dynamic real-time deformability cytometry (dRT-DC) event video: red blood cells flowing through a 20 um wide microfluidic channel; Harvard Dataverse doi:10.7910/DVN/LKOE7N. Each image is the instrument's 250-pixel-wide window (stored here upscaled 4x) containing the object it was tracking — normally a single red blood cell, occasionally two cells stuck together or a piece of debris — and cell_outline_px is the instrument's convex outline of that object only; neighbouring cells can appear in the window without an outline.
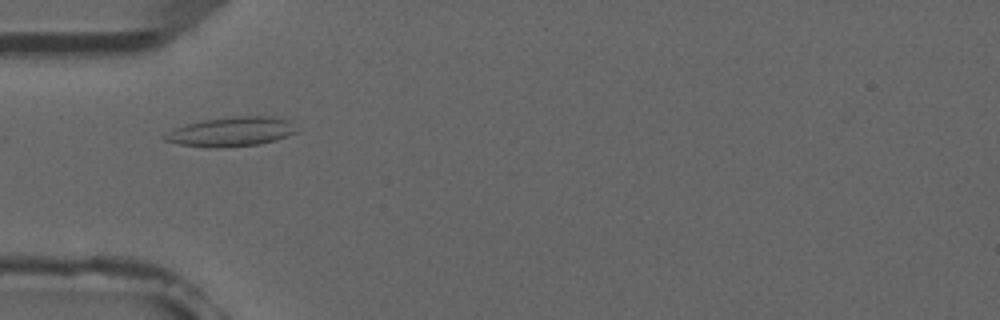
{"species": "common noctule bat (a hibernating species)", "species_latin": "Nyctalus noctula", "temperature_condition": "room temperature", "stored_images_in_passage": 37, "camera_frame_rate_fps": 3000, "um_per_image_px": 0.085, "animal": {"sex": "male", "forearm_length_mm": 52.5}, "frame": {"image": 1, "passage_image": 2, "time_ms": 0.333, "image_size_px": [1000, 320], "cell_outline_px": [[300, 132], [276, 140], [260, 144], [224, 148], [212, 148], [180, 144], [164, 140], [160, 136], [176, 128], [200, 120], [232, 116], [272, 116], [288, 120]], "centroid_in_image_um": [19.68, 11.2], "position_along_channel_um": 65.3, "area_um2": 22.83}}
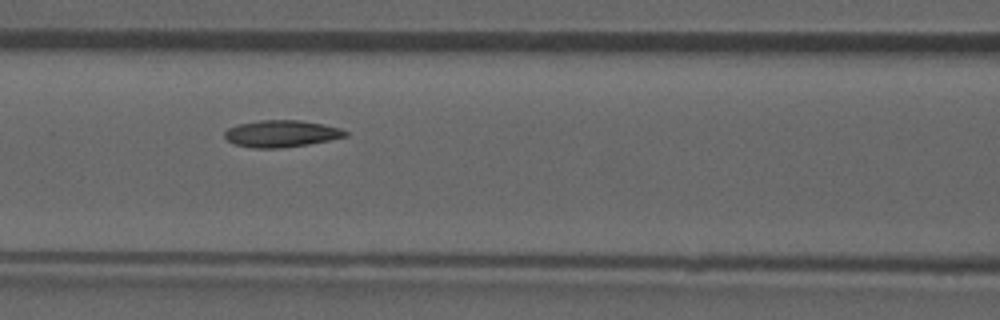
{"frame": {"image": 2, "passage_image": 8, "time_ms": 2.333, "image_size_px": [1000, 320], "cell_outline_px": [[348, 136], [308, 144], [280, 148], [252, 148], [236, 144], [228, 140], [224, 136], [224, 132], [228, 128], [236, 124], [260, 120], [300, 120], [324, 124], [340, 128], [348, 132]], "centroid_in_image_um": [23.91, 11.35], "position_along_channel_um": 142.7, "area_um2": 18.9}}
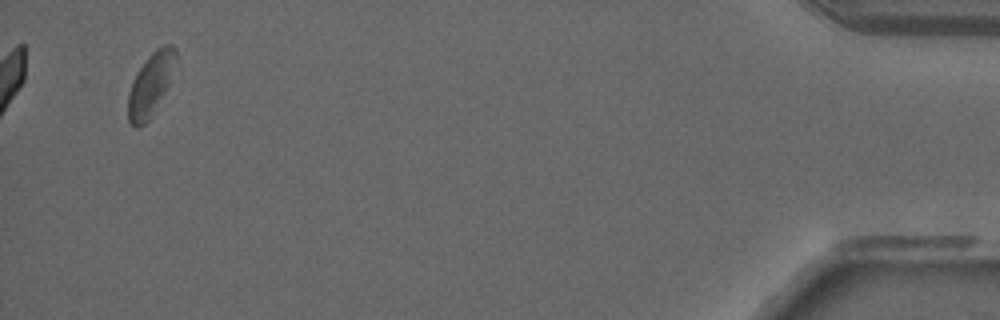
{"frame": {"image": 3, "passage_image": 36, "time_ms": 11.667, "image_size_px": [1000, 320], "cell_outline_px": [[176, 60], [168, 84], [152, 116], [140, 128], [136, 128], [128, 120], [128, 92], [132, 80], [136, 72], [144, 60], [156, 48], [164, 44], [172, 44], [176, 48]], "centroid_in_image_um": [12.78, 7.16], "position_along_channel_um": 422.4, "area_um2": 17.46}}